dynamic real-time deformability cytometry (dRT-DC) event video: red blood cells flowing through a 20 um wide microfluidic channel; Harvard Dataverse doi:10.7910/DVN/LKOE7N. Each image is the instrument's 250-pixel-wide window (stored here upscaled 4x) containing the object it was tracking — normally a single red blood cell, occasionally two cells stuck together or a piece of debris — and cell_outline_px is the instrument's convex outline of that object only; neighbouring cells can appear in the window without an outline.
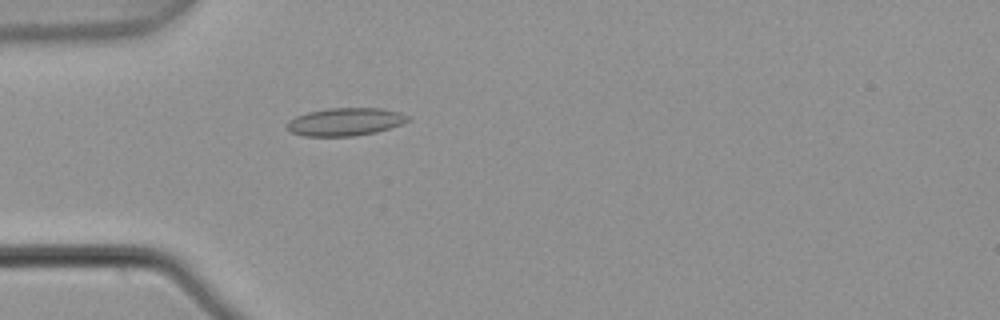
{"species": "common noctule bat (a hibernating species)", "species_latin": "Nyctalus noctula", "temperature_condition": "warm", "stored_images_in_passage": 4, "camera_frame_rate_fps": 3000, "um_per_image_px": 0.085, "animal": {"sex": "male", "body_mass_g": 21.5, "forearm_length_mm": 52.0}, "frame": {"image": 1, "passage_image": 4, "time_ms": 1.0, "image_size_px": [1000, 320], "cell_outline_px": [[408, 120], [400, 124], [376, 132], [352, 136], [304, 136], [292, 132], [288, 128], [288, 120], [296, 116], [308, 112], [328, 108], [380, 108], [400, 112], [408, 116]], "centroid_in_image_um": [29.33, 10.35], "position_along_channel_um": 55.7, "area_um2": 19.36}}